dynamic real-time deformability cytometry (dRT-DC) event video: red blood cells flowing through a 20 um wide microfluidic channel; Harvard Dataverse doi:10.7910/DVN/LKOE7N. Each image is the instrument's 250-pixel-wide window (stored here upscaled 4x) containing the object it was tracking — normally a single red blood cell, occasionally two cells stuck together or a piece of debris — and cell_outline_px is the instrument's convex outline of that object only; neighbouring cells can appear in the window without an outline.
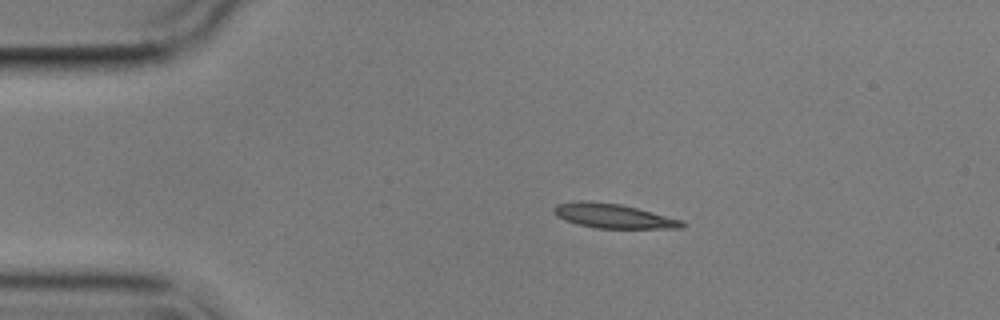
{"species": "common noctule bat (a hibernating species)", "species_latin": "Nyctalus noctula", "temperature_condition": "cold", "stored_images_in_passage": 8, "camera_frame_rate_fps": 3000, "um_per_image_px": 0.085, "animal": {"sex": "male", "body_mass_g": 17.9}, "frame": {"image": 1, "passage_image": 2, "time_ms": 1.333, "image_size_px": [1000, 320], "cell_outline_px": [[688, 224], [684, 228], [596, 228], [576, 224], [564, 220], [556, 216], [552, 208], [556, 204], [580, 200], [620, 204], [636, 208], [680, 220]], "centroid_in_image_um": [52.07, 18.36], "position_along_channel_um": 32.9, "area_um2": 18.09}}
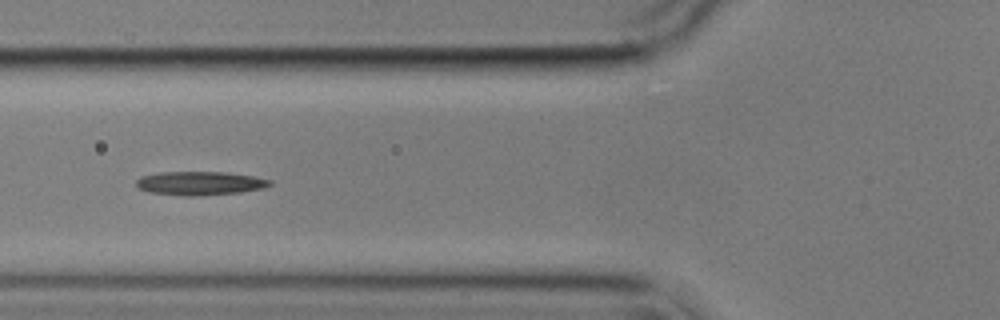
{"frame": {"image": 2, "passage_image": 5, "time_ms": 4.667, "image_size_px": [1000, 320], "cell_outline_px": [[272, 184], [264, 188], [240, 192], [200, 196], [180, 196], [148, 192], [140, 188], [136, 184], [136, 180], [140, 176], [160, 172], [228, 172], [252, 176], [272, 180]], "centroid_in_image_um": [16.99, 15.58], "position_along_channel_um": 108.8, "area_um2": 18.61}}
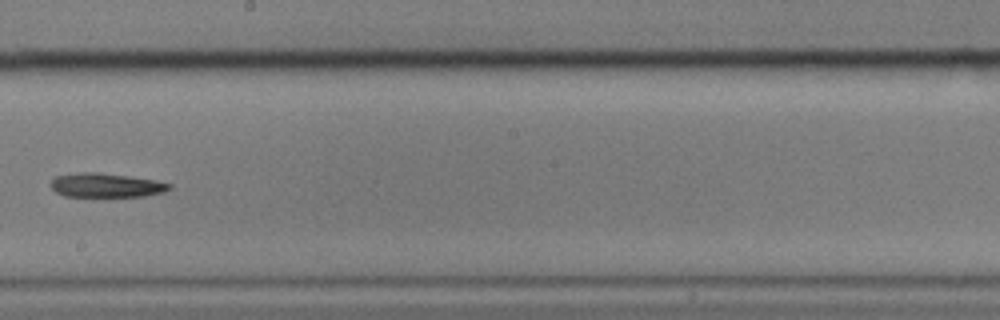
{"frame": {"image": 3, "passage_image": 8, "time_ms": 8.333, "image_size_px": [1000, 320], "cell_outline_px": [[172, 188], [164, 192], [144, 196], [64, 196], [56, 192], [52, 188], [52, 180], [56, 176], [80, 172], [100, 172], [156, 180], [172, 184]], "centroid_in_image_um": [9.05, 15.74], "position_along_channel_um": 239.1, "area_um2": 16.59}}